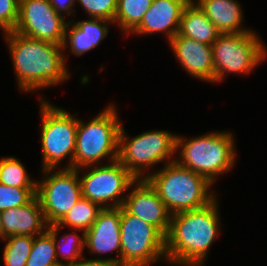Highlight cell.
I'll return each instance as SVG.
<instances>
[{
  "label": "cell",
  "mask_w": 267,
  "mask_h": 266,
  "mask_svg": "<svg viewBox=\"0 0 267 266\" xmlns=\"http://www.w3.org/2000/svg\"><path fill=\"white\" fill-rule=\"evenodd\" d=\"M36 196V187H14L0 183V212L29 203Z\"/></svg>",
  "instance_id": "27"
},
{
  "label": "cell",
  "mask_w": 267,
  "mask_h": 266,
  "mask_svg": "<svg viewBox=\"0 0 267 266\" xmlns=\"http://www.w3.org/2000/svg\"><path fill=\"white\" fill-rule=\"evenodd\" d=\"M59 169L56 172L43 169L44 176L36 186V196L47 224L58 223L82 197L79 176L83 169Z\"/></svg>",
  "instance_id": "10"
},
{
  "label": "cell",
  "mask_w": 267,
  "mask_h": 266,
  "mask_svg": "<svg viewBox=\"0 0 267 266\" xmlns=\"http://www.w3.org/2000/svg\"><path fill=\"white\" fill-rule=\"evenodd\" d=\"M62 227H60L57 223L48 224L47 230L51 233L56 249V257L58 263H66V264H76L81 258H83V251L85 248V232L78 235L76 230L70 233H64L61 235L58 231H60ZM60 239L58 240V238ZM59 255L62 259L66 260V262L61 261L59 259Z\"/></svg>",
  "instance_id": "21"
},
{
  "label": "cell",
  "mask_w": 267,
  "mask_h": 266,
  "mask_svg": "<svg viewBox=\"0 0 267 266\" xmlns=\"http://www.w3.org/2000/svg\"><path fill=\"white\" fill-rule=\"evenodd\" d=\"M171 215L165 237L166 262L180 266H204L209 249L220 233L219 203ZM218 234V235H217Z\"/></svg>",
  "instance_id": "2"
},
{
  "label": "cell",
  "mask_w": 267,
  "mask_h": 266,
  "mask_svg": "<svg viewBox=\"0 0 267 266\" xmlns=\"http://www.w3.org/2000/svg\"><path fill=\"white\" fill-rule=\"evenodd\" d=\"M51 6L49 0H20L15 32L26 37L63 45L67 20Z\"/></svg>",
  "instance_id": "12"
},
{
  "label": "cell",
  "mask_w": 267,
  "mask_h": 266,
  "mask_svg": "<svg viewBox=\"0 0 267 266\" xmlns=\"http://www.w3.org/2000/svg\"><path fill=\"white\" fill-rule=\"evenodd\" d=\"M20 0H0V29L14 31L19 19Z\"/></svg>",
  "instance_id": "29"
},
{
  "label": "cell",
  "mask_w": 267,
  "mask_h": 266,
  "mask_svg": "<svg viewBox=\"0 0 267 266\" xmlns=\"http://www.w3.org/2000/svg\"><path fill=\"white\" fill-rule=\"evenodd\" d=\"M213 22L221 34L245 33L253 30L243 24L242 7L237 0H193ZM243 26V27H242Z\"/></svg>",
  "instance_id": "19"
},
{
  "label": "cell",
  "mask_w": 267,
  "mask_h": 266,
  "mask_svg": "<svg viewBox=\"0 0 267 266\" xmlns=\"http://www.w3.org/2000/svg\"><path fill=\"white\" fill-rule=\"evenodd\" d=\"M55 266H73L72 264L58 263Z\"/></svg>",
  "instance_id": "33"
},
{
  "label": "cell",
  "mask_w": 267,
  "mask_h": 266,
  "mask_svg": "<svg viewBox=\"0 0 267 266\" xmlns=\"http://www.w3.org/2000/svg\"><path fill=\"white\" fill-rule=\"evenodd\" d=\"M0 183L14 187H36L37 181L28 175L27 170L17 158H0Z\"/></svg>",
  "instance_id": "24"
},
{
  "label": "cell",
  "mask_w": 267,
  "mask_h": 266,
  "mask_svg": "<svg viewBox=\"0 0 267 266\" xmlns=\"http://www.w3.org/2000/svg\"><path fill=\"white\" fill-rule=\"evenodd\" d=\"M0 217L5 238L12 235L36 236L48 225L37 196L23 206L1 211Z\"/></svg>",
  "instance_id": "17"
},
{
  "label": "cell",
  "mask_w": 267,
  "mask_h": 266,
  "mask_svg": "<svg viewBox=\"0 0 267 266\" xmlns=\"http://www.w3.org/2000/svg\"><path fill=\"white\" fill-rule=\"evenodd\" d=\"M234 139L229 131H215L189 139L177 135L175 151L180 157H175V161L214 185L219 175L228 173L236 165Z\"/></svg>",
  "instance_id": "3"
},
{
  "label": "cell",
  "mask_w": 267,
  "mask_h": 266,
  "mask_svg": "<svg viewBox=\"0 0 267 266\" xmlns=\"http://www.w3.org/2000/svg\"><path fill=\"white\" fill-rule=\"evenodd\" d=\"M111 258H86V257H83L81 258L76 264H74L73 266H118L114 263L111 262Z\"/></svg>",
  "instance_id": "31"
},
{
  "label": "cell",
  "mask_w": 267,
  "mask_h": 266,
  "mask_svg": "<svg viewBox=\"0 0 267 266\" xmlns=\"http://www.w3.org/2000/svg\"><path fill=\"white\" fill-rule=\"evenodd\" d=\"M191 0H153L141 22L128 34L164 33L168 42L179 32L184 8Z\"/></svg>",
  "instance_id": "15"
},
{
  "label": "cell",
  "mask_w": 267,
  "mask_h": 266,
  "mask_svg": "<svg viewBox=\"0 0 267 266\" xmlns=\"http://www.w3.org/2000/svg\"><path fill=\"white\" fill-rule=\"evenodd\" d=\"M39 97L41 100L39 112L42 121L40 132L42 170L58 169L59 164L67 156L69 162L65 168L74 169L78 118L64 108L54 106L46 99L43 100L40 94Z\"/></svg>",
  "instance_id": "7"
},
{
  "label": "cell",
  "mask_w": 267,
  "mask_h": 266,
  "mask_svg": "<svg viewBox=\"0 0 267 266\" xmlns=\"http://www.w3.org/2000/svg\"><path fill=\"white\" fill-rule=\"evenodd\" d=\"M76 2V0H49V3L57 11L58 14L62 17H64V15L66 14L68 15V19H70L69 16L73 15L75 11V9L73 10V8Z\"/></svg>",
  "instance_id": "30"
},
{
  "label": "cell",
  "mask_w": 267,
  "mask_h": 266,
  "mask_svg": "<svg viewBox=\"0 0 267 266\" xmlns=\"http://www.w3.org/2000/svg\"><path fill=\"white\" fill-rule=\"evenodd\" d=\"M19 90L24 93L51 88L65 82L70 72L63 45L21 35L4 33ZM63 53V54H62Z\"/></svg>",
  "instance_id": "1"
},
{
  "label": "cell",
  "mask_w": 267,
  "mask_h": 266,
  "mask_svg": "<svg viewBox=\"0 0 267 266\" xmlns=\"http://www.w3.org/2000/svg\"><path fill=\"white\" fill-rule=\"evenodd\" d=\"M0 239L5 240L4 230L2 227L1 217H0Z\"/></svg>",
  "instance_id": "32"
},
{
  "label": "cell",
  "mask_w": 267,
  "mask_h": 266,
  "mask_svg": "<svg viewBox=\"0 0 267 266\" xmlns=\"http://www.w3.org/2000/svg\"><path fill=\"white\" fill-rule=\"evenodd\" d=\"M130 193L125 197L123 208L154 226L164 237L168 234L171 213L159 198L157 191L147 179H136L130 185Z\"/></svg>",
  "instance_id": "13"
},
{
  "label": "cell",
  "mask_w": 267,
  "mask_h": 266,
  "mask_svg": "<svg viewBox=\"0 0 267 266\" xmlns=\"http://www.w3.org/2000/svg\"><path fill=\"white\" fill-rule=\"evenodd\" d=\"M101 210L102 208L98 204L81 197L57 224L62 228L67 226L73 230L86 232L96 221Z\"/></svg>",
  "instance_id": "22"
},
{
  "label": "cell",
  "mask_w": 267,
  "mask_h": 266,
  "mask_svg": "<svg viewBox=\"0 0 267 266\" xmlns=\"http://www.w3.org/2000/svg\"><path fill=\"white\" fill-rule=\"evenodd\" d=\"M110 24L115 25L114 22L97 18L75 22L74 19L69 20L63 44L64 51L70 48L72 54L80 57L93 50L107 37Z\"/></svg>",
  "instance_id": "18"
},
{
  "label": "cell",
  "mask_w": 267,
  "mask_h": 266,
  "mask_svg": "<svg viewBox=\"0 0 267 266\" xmlns=\"http://www.w3.org/2000/svg\"><path fill=\"white\" fill-rule=\"evenodd\" d=\"M7 240V241H6ZM3 263L5 266H26L34 236L12 235L5 238Z\"/></svg>",
  "instance_id": "26"
},
{
  "label": "cell",
  "mask_w": 267,
  "mask_h": 266,
  "mask_svg": "<svg viewBox=\"0 0 267 266\" xmlns=\"http://www.w3.org/2000/svg\"><path fill=\"white\" fill-rule=\"evenodd\" d=\"M121 266L166 262L165 237L152 225L121 207Z\"/></svg>",
  "instance_id": "9"
},
{
  "label": "cell",
  "mask_w": 267,
  "mask_h": 266,
  "mask_svg": "<svg viewBox=\"0 0 267 266\" xmlns=\"http://www.w3.org/2000/svg\"><path fill=\"white\" fill-rule=\"evenodd\" d=\"M175 58L189 75L203 82L214 83V64L211 45L177 34L169 42Z\"/></svg>",
  "instance_id": "16"
},
{
  "label": "cell",
  "mask_w": 267,
  "mask_h": 266,
  "mask_svg": "<svg viewBox=\"0 0 267 266\" xmlns=\"http://www.w3.org/2000/svg\"><path fill=\"white\" fill-rule=\"evenodd\" d=\"M121 207L102 209L91 228L85 232V247L90 253L104 255L117 251L111 262L121 266Z\"/></svg>",
  "instance_id": "14"
},
{
  "label": "cell",
  "mask_w": 267,
  "mask_h": 266,
  "mask_svg": "<svg viewBox=\"0 0 267 266\" xmlns=\"http://www.w3.org/2000/svg\"><path fill=\"white\" fill-rule=\"evenodd\" d=\"M176 136L167 130H149L130 139L121 125L118 161L136 179H146L152 166L175 161Z\"/></svg>",
  "instance_id": "6"
},
{
  "label": "cell",
  "mask_w": 267,
  "mask_h": 266,
  "mask_svg": "<svg viewBox=\"0 0 267 266\" xmlns=\"http://www.w3.org/2000/svg\"><path fill=\"white\" fill-rule=\"evenodd\" d=\"M178 34L212 45L221 34L198 5L191 0L184 8Z\"/></svg>",
  "instance_id": "20"
},
{
  "label": "cell",
  "mask_w": 267,
  "mask_h": 266,
  "mask_svg": "<svg viewBox=\"0 0 267 266\" xmlns=\"http://www.w3.org/2000/svg\"><path fill=\"white\" fill-rule=\"evenodd\" d=\"M211 47L214 83L221 82L229 73L252 72L267 56V48L255 31L220 34Z\"/></svg>",
  "instance_id": "8"
},
{
  "label": "cell",
  "mask_w": 267,
  "mask_h": 266,
  "mask_svg": "<svg viewBox=\"0 0 267 266\" xmlns=\"http://www.w3.org/2000/svg\"><path fill=\"white\" fill-rule=\"evenodd\" d=\"M149 183L157 191L171 214L205 207L216 197L212 184L202 175L178 164H165L160 170L148 172Z\"/></svg>",
  "instance_id": "4"
},
{
  "label": "cell",
  "mask_w": 267,
  "mask_h": 266,
  "mask_svg": "<svg viewBox=\"0 0 267 266\" xmlns=\"http://www.w3.org/2000/svg\"><path fill=\"white\" fill-rule=\"evenodd\" d=\"M83 169L88 171L79 177L82 197L98 204L102 209L123 206L126 191L136 178L118 160Z\"/></svg>",
  "instance_id": "11"
},
{
  "label": "cell",
  "mask_w": 267,
  "mask_h": 266,
  "mask_svg": "<svg viewBox=\"0 0 267 266\" xmlns=\"http://www.w3.org/2000/svg\"><path fill=\"white\" fill-rule=\"evenodd\" d=\"M58 264L55 243L51 233L46 229L34 236L33 246L26 266H55Z\"/></svg>",
  "instance_id": "25"
},
{
  "label": "cell",
  "mask_w": 267,
  "mask_h": 266,
  "mask_svg": "<svg viewBox=\"0 0 267 266\" xmlns=\"http://www.w3.org/2000/svg\"><path fill=\"white\" fill-rule=\"evenodd\" d=\"M122 122L116 105H107L89 122L78 119L74 169L118 160L119 132Z\"/></svg>",
  "instance_id": "5"
},
{
  "label": "cell",
  "mask_w": 267,
  "mask_h": 266,
  "mask_svg": "<svg viewBox=\"0 0 267 266\" xmlns=\"http://www.w3.org/2000/svg\"><path fill=\"white\" fill-rule=\"evenodd\" d=\"M153 0H118L114 23L127 35L141 22Z\"/></svg>",
  "instance_id": "23"
},
{
  "label": "cell",
  "mask_w": 267,
  "mask_h": 266,
  "mask_svg": "<svg viewBox=\"0 0 267 266\" xmlns=\"http://www.w3.org/2000/svg\"><path fill=\"white\" fill-rule=\"evenodd\" d=\"M88 18L104 19L114 22L118 0H76Z\"/></svg>",
  "instance_id": "28"
}]
</instances>
